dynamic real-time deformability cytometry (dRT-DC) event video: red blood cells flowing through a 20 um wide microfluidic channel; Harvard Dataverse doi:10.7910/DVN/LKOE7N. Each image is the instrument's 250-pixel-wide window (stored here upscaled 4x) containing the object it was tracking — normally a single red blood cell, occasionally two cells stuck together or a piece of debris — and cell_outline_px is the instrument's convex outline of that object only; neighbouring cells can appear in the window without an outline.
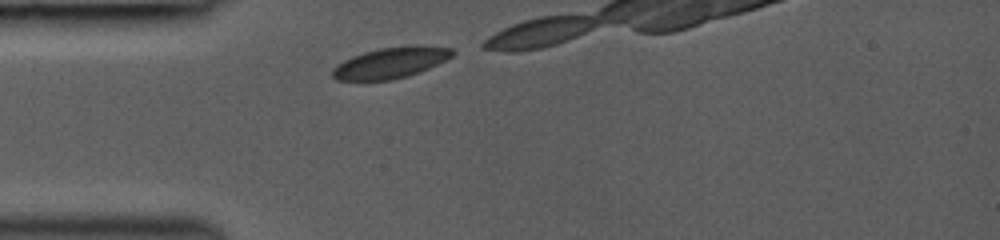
{"species": "common noctule bat (a hibernating species)", "species_latin": "Nyctalus noctula", "temperature_condition": "room temperature", "stored_images_in_passage": 6, "camera_frame_rate_fps": 3000, "um_per_image_px": 0.085, "animal": {"sex": "female", "body_mass_g": 19.0, "forearm_length_mm": 53.3}, "frame": {"image": 1, "passage_image": 1, "time_ms": 0.0, "image_size_px": [1000, 240], "cell_outline_px": [[456, 52], [452, 56], [420, 72], [408, 76], [392, 80], [336, 80], [332, 76], [332, 68], [336, 64], [352, 56], [364, 52], [380, 48], [408, 44], [420, 44], [452, 48]], "centroid_in_image_um": [33.22, 5.31], "position_along_channel_um": 51.8, "area_um2": 21.91}}